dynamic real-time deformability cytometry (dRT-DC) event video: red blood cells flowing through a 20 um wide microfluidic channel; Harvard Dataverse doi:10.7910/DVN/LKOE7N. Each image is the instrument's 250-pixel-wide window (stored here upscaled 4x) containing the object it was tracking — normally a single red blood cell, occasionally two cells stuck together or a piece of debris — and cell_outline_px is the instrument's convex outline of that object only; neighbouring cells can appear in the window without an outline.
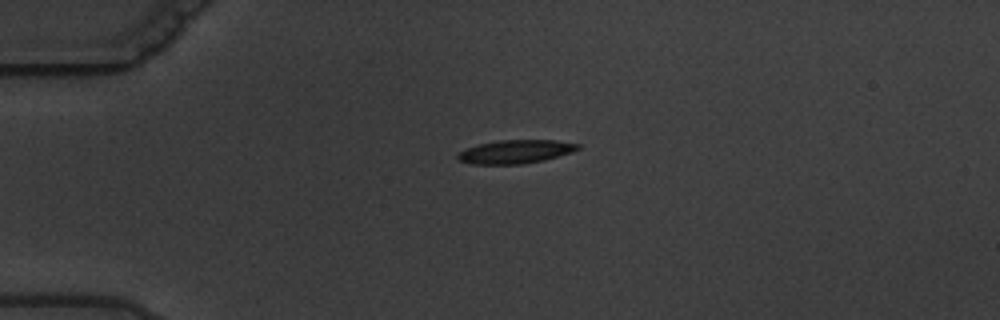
{"species": "common noctule bat (a hibernating species)", "species_latin": "Nyctalus noctula", "temperature_condition": "warm", "stored_images_in_passage": 3, "camera_frame_rate_fps": 3000, "um_per_image_px": 0.085, "animal": {"sex": "male", "body_mass_g": 19.5, "forearm_length_mm": 54.6}, "frame": {"image": 1, "passage_image": 2, "time_ms": 1.0, "image_size_px": [1000, 320], "cell_outline_px": [[580, 148], [572, 152], [544, 160], [520, 164], [472, 164], [460, 160], [456, 156], [464, 148], [480, 144], [500, 140], [556, 140], [580, 144]], "centroid_in_image_um": [43.83, 12.89], "position_along_channel_um": 41.2, "area_um2": 16.36}}